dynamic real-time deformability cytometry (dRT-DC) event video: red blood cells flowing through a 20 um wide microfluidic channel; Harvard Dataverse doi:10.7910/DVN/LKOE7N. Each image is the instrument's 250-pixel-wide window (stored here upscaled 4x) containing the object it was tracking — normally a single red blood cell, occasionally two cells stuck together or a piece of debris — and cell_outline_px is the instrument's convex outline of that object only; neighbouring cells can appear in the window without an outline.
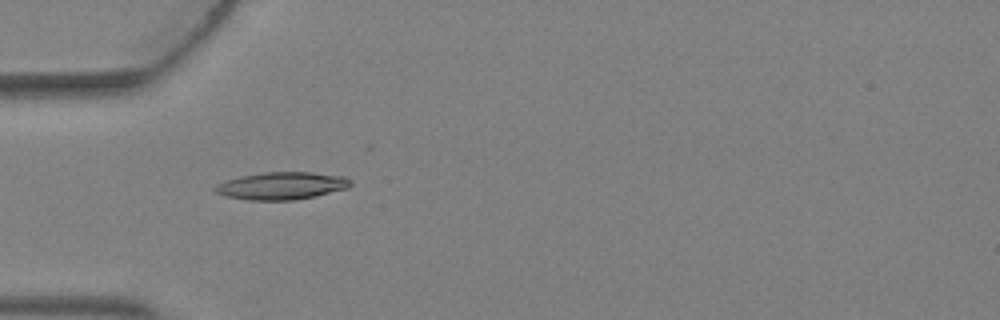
{"species": "Egyptian fruit bat (a non-hibernating species)", "species_latin": "Rousettus aegyptiacus", "temperature_condition": "warm", "stored_images_in_passage": 1, "camera_frame_rate_fps": 3000, "um_per_image_px": 0.085, "animal": {"sex": "female"}, "frame": {"image": 1, "passage_image": 1, "time_ms": 0.0, "image_size_px": [1000, 320], "cell_outline_px": [[352, 184], [348, 188], [316, 196], [296, 200], [248, 200], [224, 196], [216, 192], [212, 188], [216, 184], [228, 180], [244, 176], [264, 172], [312, 172], [344, 176], [352, 180]], "centroid_in_image_um": [23.97, 15.8], "position_along_channel_um": 61.0, "area_um2": 21.73}}